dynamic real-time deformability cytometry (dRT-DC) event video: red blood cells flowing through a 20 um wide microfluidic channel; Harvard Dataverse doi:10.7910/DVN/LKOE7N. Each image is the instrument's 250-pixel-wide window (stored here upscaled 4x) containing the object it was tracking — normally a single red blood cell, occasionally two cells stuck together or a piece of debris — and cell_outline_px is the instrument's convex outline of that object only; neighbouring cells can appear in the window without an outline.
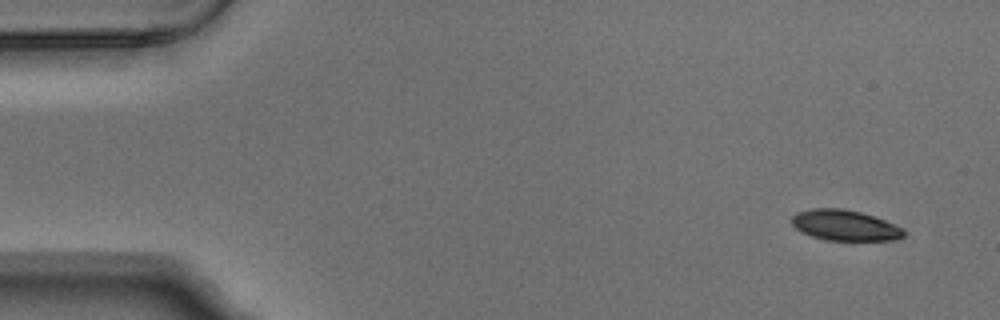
{"species": "Egyptian fruit bat (a non-hibernating species)", "species_latin": "Rousettus aegyptiacus", "temperature_condition": "warm", "stored_images_in_passage": 4, "camera_frame_rate_fps": 3000, "um_per_image_px": 0.085, "animal": {"sex": "male"}, "frame": {"image": 1, "passage_image": 1, "time_ms": 0.0, "image_size_px": [1000, 320], "cell_outline_px": [[904, 236], [896, 240], [824, 240], [812, 236], [796, 228], [792, 224], [792, 216], [796, 212], [812, 208], [840, 208], [860, 212], [884, 220], [900, 228], [904, 232]], "centroid_in_image_um": [71.77, 19.15], "position_along_channel_um": 13.2, "area_um2": 19.71}}